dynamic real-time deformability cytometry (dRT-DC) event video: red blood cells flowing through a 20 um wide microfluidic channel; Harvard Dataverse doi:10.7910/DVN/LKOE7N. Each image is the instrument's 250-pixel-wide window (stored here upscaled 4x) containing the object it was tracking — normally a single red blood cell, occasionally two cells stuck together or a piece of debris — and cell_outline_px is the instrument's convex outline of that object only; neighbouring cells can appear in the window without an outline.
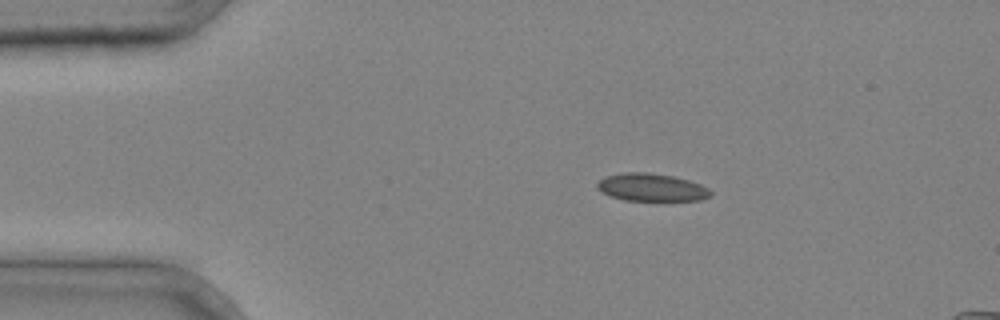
{"species": "common noctule bat (a hibernating species)", "species_latin": "Nyctalus noctula", "temperature_condition": "cold", "stored_images_in_passage": 35, "camera_frame_rate_fps": 3000, "um_per_image_px": 0.085, "animal": {"sex": "male", "body_mass_g": 20.4}, "frame": {"image": 1, "passage_image": 1, "time_ms": 0.0, "image_size_px": [1000, 320], "cell_outline_px": [[712, 196], [700, 200], [624, 200], [608, 196], [600, 192], [596, 188], [596, 184], [604, 176], [624, 172], [648, 172], [672, 176], [688, 180], [700, 184], [708, 188], [712, 192]], "centroid_in_image_um": [55.33, 15.92], "position_along_channel_um": 29.7, "area_um2": 18.44}}
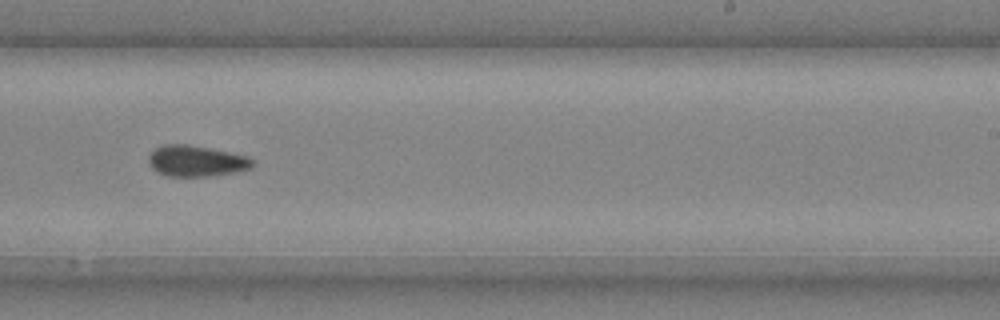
{"frame": {"image": 2, "passage_image": 20, "time_ms": 6.333, "image_size_px": [1000, 320], "cell_outline_px": [[252, 164], [248, 168], [232, 172], [204, 176], [168, 176], [152, 168], [148, 160], [148, 156], [156, 148], [164, 144], [188, 144], [248, 156], [252, 160]], "centroid_in_image_um": [16.62, 13.67], "position_along_channel_um": 272.4, "area_um2": 18.26}}
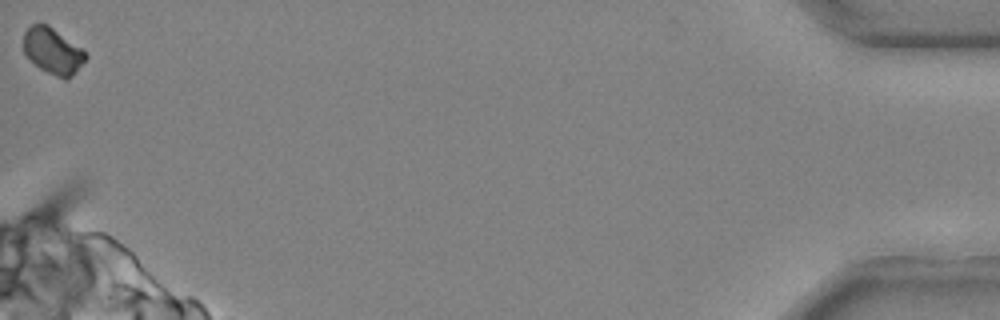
{"frame": {"image": 3, "passage_image": 35, "time_ms": 11.333, "image_size_px": [1000, 320], "cell_outline_px": [[88, 56], [76, 72], [68, 80], [64, 80], [40, 68], [24, 52], [24, 32], [32, 24], [48, 24], [80, 48]], "centroid_in_image_um": [4.49, 4.35], "position_along_channel_um": 430.7, "area_um2": 16.3}}